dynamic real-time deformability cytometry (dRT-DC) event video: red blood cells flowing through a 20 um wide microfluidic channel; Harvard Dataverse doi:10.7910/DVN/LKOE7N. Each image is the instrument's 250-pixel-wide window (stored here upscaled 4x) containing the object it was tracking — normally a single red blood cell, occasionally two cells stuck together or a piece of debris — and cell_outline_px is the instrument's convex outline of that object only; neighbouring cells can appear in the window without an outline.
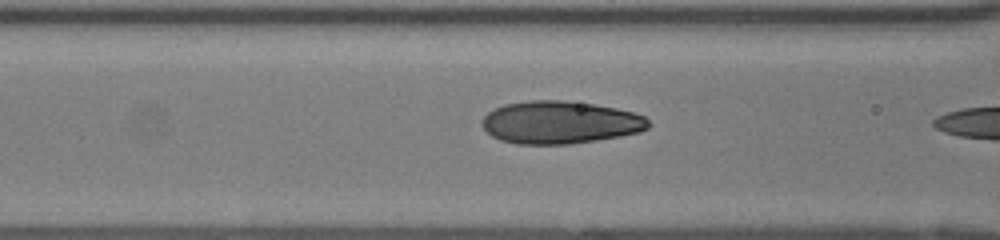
{"species": "human", "species_latin": "Homo sapiens", "temperature_condition": "room temperature", "stored_images_in_passage": 21, "camera_frame_rate_fps": 3000, "um_per_image_px": 0.085, "donor": {"sex": "female"}, "frame": {"image": 1, "passage_image": 19, "time_ms": 6.0, "image_size_px": [1000, 240], "cell_outline_px": [[652, 124], [648, 128], [640, 132], [620, 136], [596, 140], [568, 144], [516, 144], [500, 140], [492, 136], [480, 124], [480, 120], [488, 112], [504, 104], [532, 100], [564, 100], [596, 104], [616, 108], [632, 112], [644, 116]], "centroid_in_image_um": [47.6, 10.4], "position_along_channel_um": 119.0, "area_um2": 41.56}}